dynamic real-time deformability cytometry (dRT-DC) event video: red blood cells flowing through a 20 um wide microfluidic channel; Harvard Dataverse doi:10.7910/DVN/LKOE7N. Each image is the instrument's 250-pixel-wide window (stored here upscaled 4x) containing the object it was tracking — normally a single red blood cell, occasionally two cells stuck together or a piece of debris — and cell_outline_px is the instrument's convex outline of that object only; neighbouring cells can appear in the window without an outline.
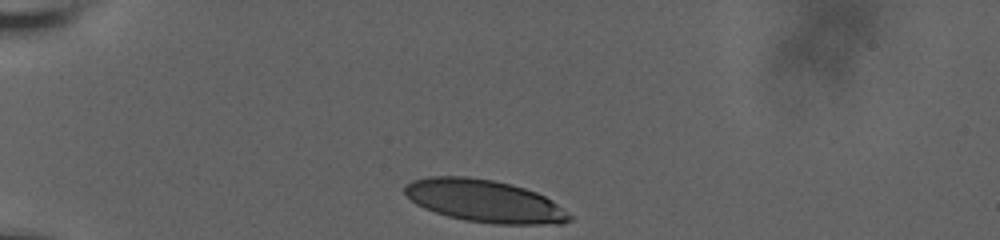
{"species": "human", "species_latin": "Homo sapiens", "temperature_condition": "room temperature", "stored_images_in_passage": 26, "camera_frame_rate_fps": 3000, "um_per_image_px": 0.085, "donor": {"sex": "male"}, "frame": {"image": 1, "passage_image": 1, "time_ms": 0.0, "image_size_px": [1000, 240], "cell_outline_px": [[572, 220], [564, 224], [492, 224], [464, 220], [448, 216], [424, 208], [416, 204], [404, 192], [404, 184], [412, 180], [428, 176], [468, 176], [492, 180], [512, 184], [536, 192], [552, 200], [572, 216]], "centroid_in_image_um": [41.18, 17.08], "position_along_channel_um": 43.8, "area_um2": 40.86}}
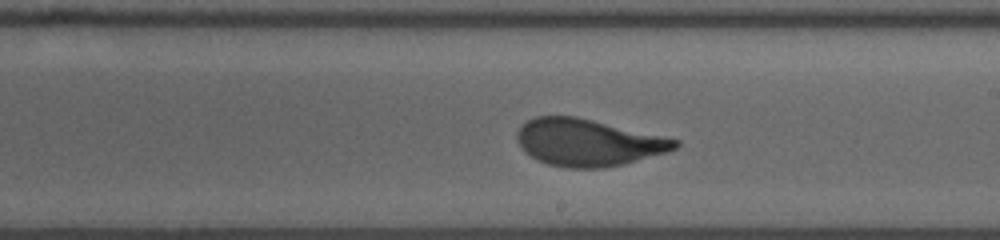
{"frame": {"image": 2, "passage_image": 15, "time_ms": 6.667, "image_size_px": [1000, 240], "cell_outline_px": [[680, 144], [676, 148], [668, 152], [624, 164], [604, 168], [568, 168], [548, 164], [524, 152], [516, 140], [516, 132], [528, 120], [536, 116], [576, 116], [680, 140]], "centroid_in_image_um": [49.99, 12.11], "position_along_channel_um": 239.0, "area_um2": 43.18}}
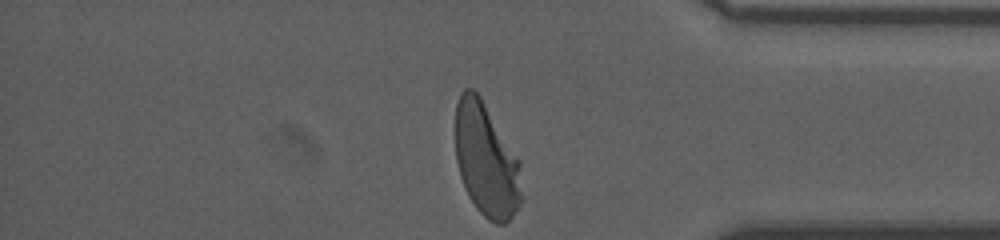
{"frame": {"image": 3, "passage_image": 26, "time_ms": 11.333, "image_size_px": [1000, 240], "cell_outline_px": [[520, 204], [512, 216], [504, 224], [496, 224], [488, 220], [476, 208], [468, 196], [464, 188], [460, 176], [456, 160], [456, 104], [460, 92], [464, 88], [472, 88], [480, 96], [520, 160]], "centroid_in_image_um": [41.31, 13.6], "position_along_channel_um": 393.9, "area_um2": 43.7}, "authors_computed_cell_mechanics": {"area_um2": 43.4945, "velocity_mm_per_s": 3.6294, "shape_relaxation_time_tau1_ms": 3.6314, "shape_relaxation_time_tau2_ms": null, "deformation_change_tau1": 0.1855, "deformation_change_tau2": null}}